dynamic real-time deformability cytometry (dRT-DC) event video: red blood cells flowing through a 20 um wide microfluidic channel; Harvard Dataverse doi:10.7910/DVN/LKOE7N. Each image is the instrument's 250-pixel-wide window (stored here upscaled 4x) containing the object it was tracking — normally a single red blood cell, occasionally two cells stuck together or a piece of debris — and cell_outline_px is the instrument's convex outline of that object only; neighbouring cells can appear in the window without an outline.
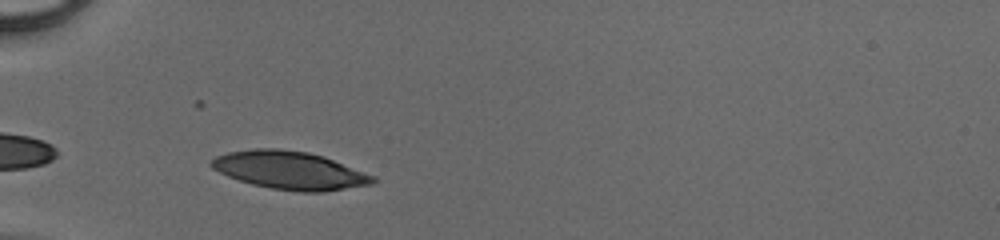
{"species": "human", "species_latin": "Homo sapiens", "temperature_condition": "cold", "stored_images_in_passage": 29, "camera_frame_rate_fps": 3000, "um_per_image_px": 0.085, "donor": {"sex": "male"}, "frame": {"image": 1, "passage_image": 3, "time_ms": 0.667, "image_size_px": [1000, 240], "cell_outline_px": [[380, 180], [372, 184], [320, 192], [300, 192], [272, 188], [252, 184], [228, 176], [212, 168], [208, 164], [208, 160], [216, 156], [228, 152], [256, 148], [276, 148], [308, 152], [324, 156], [376, 176]], "centroid_in_image_um": [24.64, 14.47], "position_along_channel_um": 60.4, "area_um2": 35.89}}
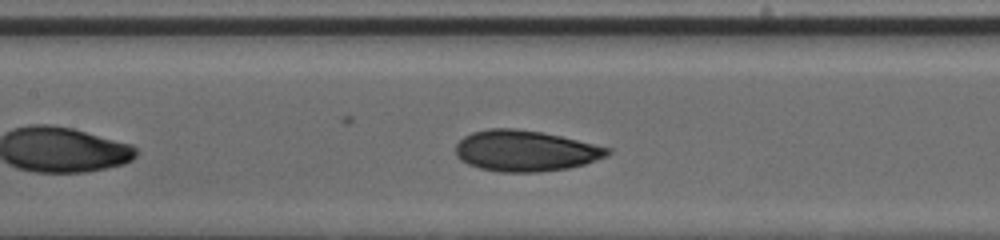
{"frame": {"image": 2, "passage_image": 11, "time_ms": 3.333, "image_size_px": [1000, 240], "cell_outline_px": [[612, 152], [608, 156], [584, 164], [568, 168], [540, 172], [496, 172], [480, 168], [468, 164], [460, 160], [456, 156], [456, 144], [464, 136], [472, 132], [488, 128], [516, 128], [540, 132], [560, 136], [612, 148]], "centroid_in_image_um": [44.65, 12.82], "position_along_channel_um": 162.7, "area_um2": 36.41}}
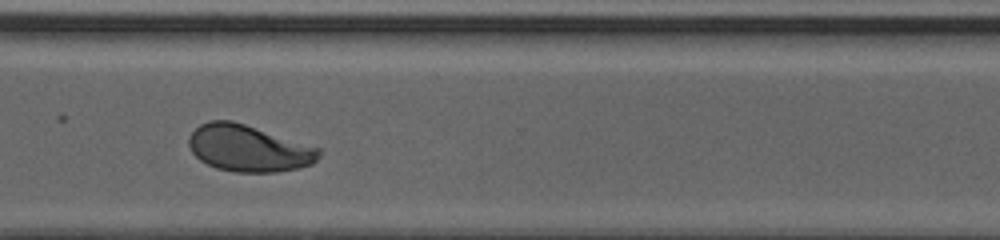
{"frame": {"image": 3, "passage_image": 24, "time_ms": 7.667, "image_size_px": [1000, 240], "cell_outline_px": [[320, 156], [312, 164], [300, 168], [276, 172], [236, 172], [216, 168], [200, 160], [192, 152], [188, 144], [188, 136], [200, 124], [208, 120], [232, 120], [320, 148]], "centroid_in_image_um": [21.11, 12.61], "position_along_channel_um": 349.5, "area_um2": 35.32}}